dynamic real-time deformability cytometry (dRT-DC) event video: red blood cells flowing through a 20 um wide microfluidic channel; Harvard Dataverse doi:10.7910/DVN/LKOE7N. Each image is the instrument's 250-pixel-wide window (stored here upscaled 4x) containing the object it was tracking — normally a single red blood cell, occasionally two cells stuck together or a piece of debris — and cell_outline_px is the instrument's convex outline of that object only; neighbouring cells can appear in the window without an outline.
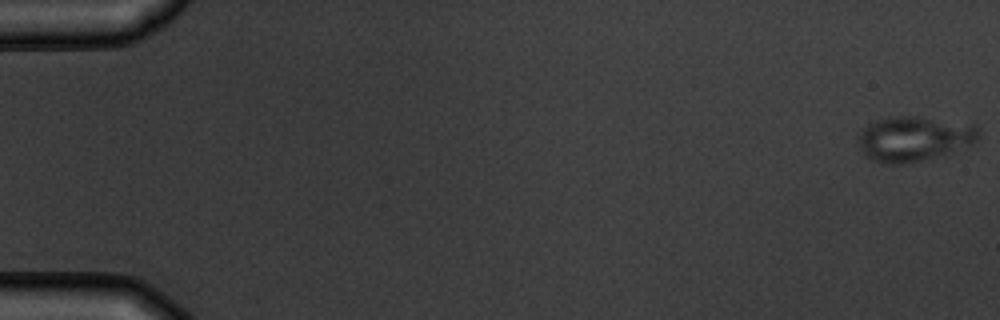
{"species": "common noctule bat (a hibernating species)", "species_latin": "Nyctalus noctula", "temperature_condition": "warm", "stored_images_in_passage": 8, "camera_frame_rate_fps": 3000, "um_per_image_px": 0.085, "animal": {"sex": "male", "body_mass_g": 19.5, "forearm_length_mm": 54.6}, "frame": {"image": 1, "passage_image": 1, "time_ms": 0.0, "image_size_px": [1000, 320], "cell_outline_px": [[980, 136], [972, 144], [928, 160], [900, 164], [892, 164], [872, 160], [860, 148], [856, 140], [860, 132], [868, 124], [876, 120], [888, 116], [916, 116], [976, 124]], "centroid_in_image_um": [77.7, 11.78], "position_along_channel_um": 7.3, "area_um2": 31.73}}